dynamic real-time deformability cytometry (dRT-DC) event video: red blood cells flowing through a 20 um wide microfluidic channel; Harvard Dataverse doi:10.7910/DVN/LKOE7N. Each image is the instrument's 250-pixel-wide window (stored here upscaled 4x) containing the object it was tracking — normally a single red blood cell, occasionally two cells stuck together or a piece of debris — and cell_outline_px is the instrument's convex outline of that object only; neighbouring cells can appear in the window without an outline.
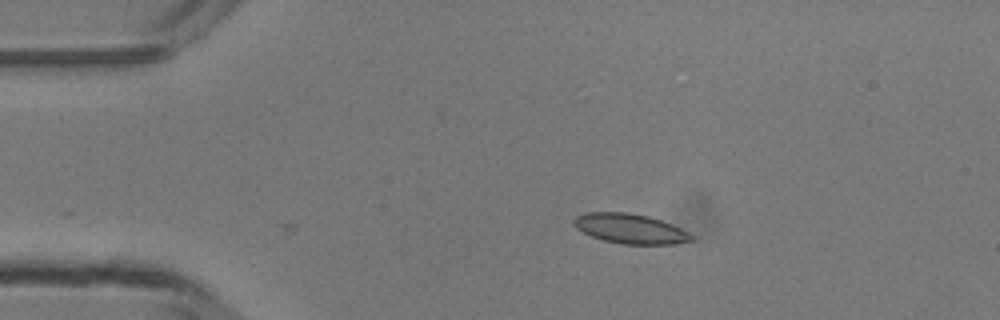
{"species": "common noctule bat (a hibernating species)", "species_latin": "Nyctalus noctula", "temperature_condition": "room temperature", "stored_images_in_passage": 29, "camera_frame_rate_fps": 3000, "um_per_image_px": 0.085, "animal": {"sex": "male", "body_mass_g": 13.3}, "frame": {"image": 1, "passage_image": 1, "time_ms": 0.0, "image_size_px": [1000, 320], "cell_outline_px": [[692, 240], [676, 244], [620, 244], [604, 240], [592, 236], [576, 228], [572, 220], [576, 216], [584, 212], [628, 212], [648, 216], [672, 224], [688, 232], [692, 236]], "centroid_in_image_um": [53.54, 19.43], "position_along_channel_um": 31.5, "area_um2": 20.35}}
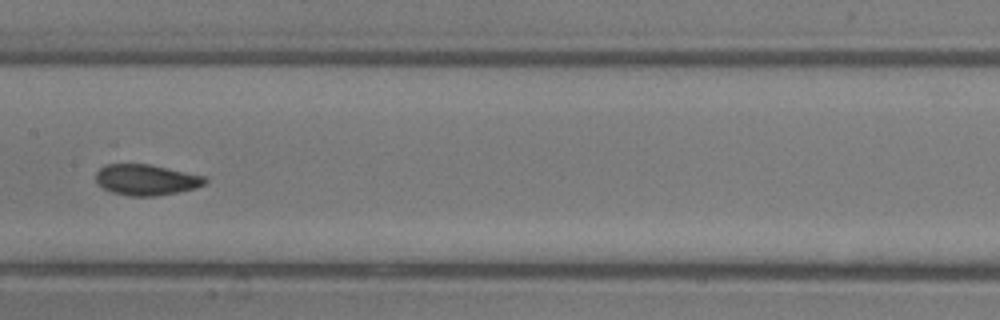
{"frame": {"image": 2, "passage_image": 16, "time_ms": 5.0, "image_size_px": [1000, 320], "cell_outline_px": [[208, 180], [204, 184], [196, 188], [156, 196], [128, 196], [112, 192], [96, 184], [96, 172], [104, 164], [112, 160], [148, 164], [204, 176]], "centroid_in_image_um": [12.32, 15.24], "position_along_channel_um": 195.1, "area_um2": 20.17}}
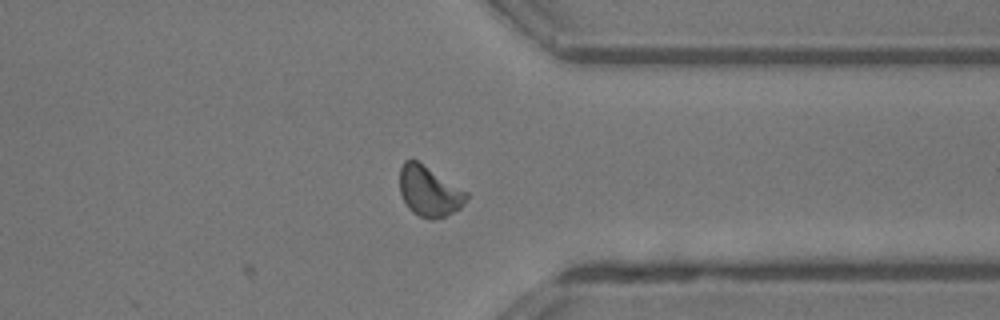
{"frame": {"image": 3, "passage_image": 29, "time_ms": 9.333, "image_size_px": [1000, 320], "cell_outline_px": [[468, 200], [460, 208], [444, 216], [432, 220], [420, 216], [412, 212], [408, 208], [400, 192], [400, 168], [404, 160], [416, 160], [468, 192]], "centroid_in_image_um": [36.48, 16.27], "position_along_channel_um": 374.9, "area_um2": 19.36}, "authors_computed_cell_mechanics": {"area_um2": 20.1144, "velocity_mm_per_s": 4.2592, "shape_relaxation_time_tau1_ms": 2.8956, "shape_relaxation_time_tau2_ms": 1.5638, "deformation_change_tau1": 0.0951, "deformation_change_tau2": 0.0498}}